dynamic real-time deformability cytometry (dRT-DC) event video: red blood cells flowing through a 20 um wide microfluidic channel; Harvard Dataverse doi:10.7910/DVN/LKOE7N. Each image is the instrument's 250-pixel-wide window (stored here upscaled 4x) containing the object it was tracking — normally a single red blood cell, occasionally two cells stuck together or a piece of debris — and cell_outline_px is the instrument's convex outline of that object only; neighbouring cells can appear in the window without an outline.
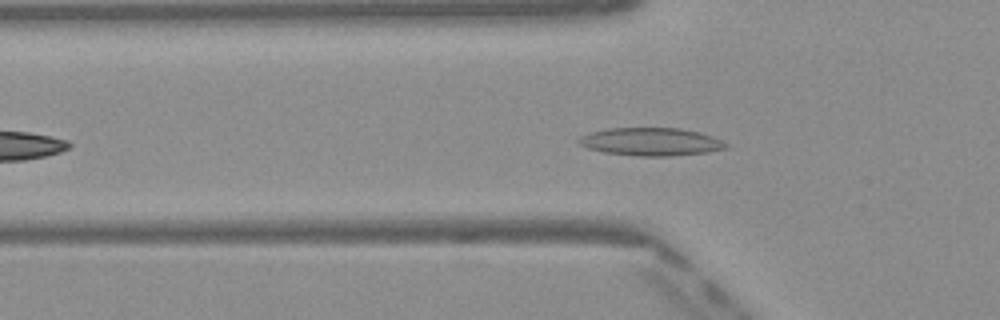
{"species": "Egyptian fruit bat (a non-hibernating species)", "species_latin": "Rousettus aegyptiacus", "temperature_condition": "warm", "stored_images_in_passage": 34, "camera_frame_rate_fps": 3000, "um_per_image_px": 0.085, "frame": {"image": 1, "passage_image": 9, "time_ms": 2.667, "image_size_px": [1000, 320], "cell_outline_px": [[728, 148], [708, 152], [672, 156], [636, 156], [604, 152], [588, 148], [580, 144], [576, 140], [580, 136], [592, 132], [608, 128], [680, 128], [700, 132], [712, 136], [728, 144]], "centroid_in_image_um": [55.34, 12.05], "position_along_channel_um": 70.5, "area_um2": 23.99}}
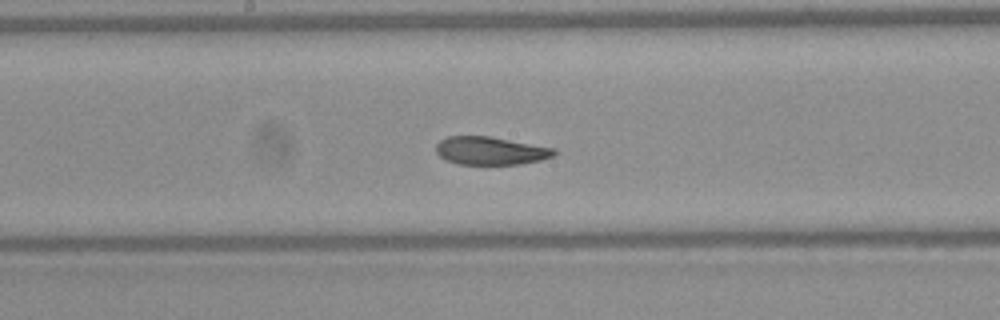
{"frame": {"image": 2, "passage_image": 19, "time_ms": 6.0, "image_size_px": [1000, 320], "cell_outline_px": [[560, 152], [552, 156], [540, 160], [520, 164], [460, 164], [448, 160], [440, 156], [436, 152], [436, 144], [440, 140], [448, 136], [488, 136], [556, 148]], "centroid_in_image_um": [41.73, 12.81], "position_along_channel_um": 206.5, "area_um2": 19.25}}
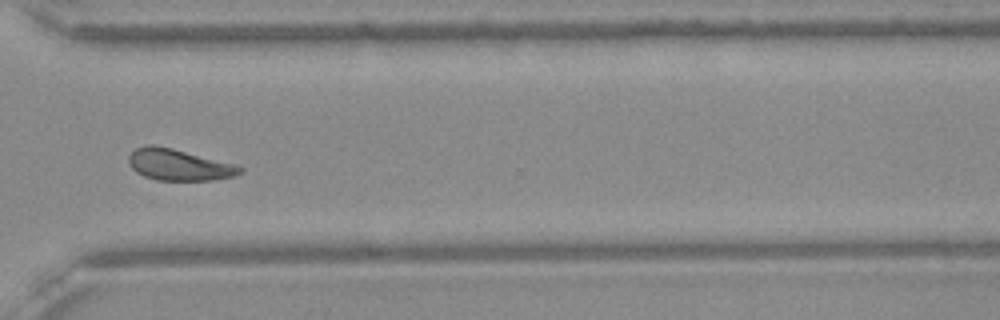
{"frame": {"image": 3, "passage_image": 30, "time_ms": 9.667, "image_size_px": [1000, 320], "cell_outline_px": [[244, 168], [236, 176], [212, 180], [156, 180], [144, 176], [136, 172], [128, 164], [128, 156], [136, 148], [148, 144], [152, 144], [172, 148], [236, 164]], "centroid_in_image_um": [15.19, 14.0], "position_along_channel_um": 355.4, "area_um2": 20.4}, "authors_computed_cell_mechanics": {"area_um2": 20.6924, "velocity_mm_per_s": 4.0568, "shape_relaxation_time_tau1_ms": 5.7187, "shape_relaxation_time_tau2_ms": 1.8361, "deformation_change_tau1": 0.1642, "deformation_change_tau2": 0.0732}}